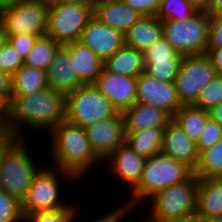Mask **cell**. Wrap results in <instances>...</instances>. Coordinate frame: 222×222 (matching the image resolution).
I'll list each match as a JSON object with an SVG mask.
<instances>
[{
  "label": "cell",
  "mask_w": 222,
  "mask_h": 222,
  "mask_svg": "<svg viewBox=\"0 0 222 222\" xmlns=\"http://www.w3.org/2000/svg\"><path fill=\"white\" fill-rule=\"evenodd\" d=\"M64 120L66 96L48 87L30 95L12 96L4 108L2 132L9 138L25 139V126L51 132Z\"/></svg>",
  "instance_id": "1"
},
{
  "label": "cell",
  "mask_w": 222,
  "mask_h": 222,
  "mask_svg": "<svg viewBox=\"0 0 222 222\" xmlns=\"http://www.w3.org/2000/svg\"><path fill=\"white\" fill-rule=\"evenodd\" d=\"M51 155L54 168L71 173L76 179L84 177L100 158L87 139L85 128L62 121L51 131ZM55 161V162H54Z\"/></svg>",
  "instance_id": "2"
},
{
  "label": "cell",
  "mask_w": 222,
  "mask_h": 222,
  "mask_svg": "<svg viewBox=\"0 0 222 222\" xmlns=\"http://www.w3.org/2000/svg\"><path fill=\"white\" fill-rule=\"evenodd\" d=\"M193 174L189 166L163 153L146 158L141 180L131 193L132 199L120 206L124 215H129L132 209L148 202L157 192L182 183Z\"/></svg>",
  "instance_id": "3"
},
{
  "label": "cell",
  "mask_w": 222,
  "mask_h": 222,
  "mask_svg": "<svg viewBox=\"0 0 222 222\" xmlns=\"http://www.w3.org/2000/svg\"><path fill=\"white\" fill-rule=\"evenodd\" d=\"M25 141L26 138H10L0 148V189L20 202L25 198L35 176L43 168L35 165Z\"/></svg>",
  "instance_id": "4"
},
{
  "label": "cell",
  "mask_w": 222,
  "mask_h": 222,
  "mask_svg": "<svg viewBox=\"0 0 222 222\" xmlns=\"http://www.w3.org/2000/svg\"><path fill=\"white\" fill-rule=\"evenodd\" d=\"M49 0H12L0 6V28L4 35H46Z\"/></svg>",
  "instance_id": "5"
},
{
  "label": "cell",
  "mask_w": 222,
  "mask_h": 222,
  "mask_svg": "<svg viewBox=\"0 0 222 222\" xmlns=\"http://www.w3.org/2000/svg\"><path fill=\"white\" fill-rule=\"evenodd\" d=\"M210 21L205 11H197L184 21H162L163 37L183 56L206 54Z\"/></svg>",
  "instance_id": "6"
},
{
  "label": "cell",
  "mask_w": 222,
  "mask_h": 222,
  "mask_svg": "<svg viewBox=\"0 0 222 222\" xmlns=\"http://www.w3.org/2000/svg\"><path fill=\"white\" fill-rule=\"evenodd\" d=\"M118 113L93 84H83L66 96V120L82 128L110 119Z\"/></svg>",
  "instance_id": "7"
},
{
  "label": "cell",
  "mask_w": 222,
  "mask_h": 222,
  "mask_svg": "<svg viewBox=\"0 0 222 222\" xmlns=\"http://www.w3.org/2000/svg\"><path fill=\"white\" fill-rule=\"evenodd\" d=\"M199 178L193 174L188 180L157 192L149 199L152 211L147 220H164L196 213Z\"/></svg>",
  "instance_id": "8"
},
{
  "label": "cell",
  "mask_w": 222,
  "mask_h": 222,
  "mask_svg": "<svg viewBox=\"0 0 222 222\" xmlns=\"http://www.w3.org/2000/svg\"><path fill=\"white\" fill-rule=\"evenodd\" d=\"M93 11L68 2H50L46 35L60 45L78 41Z\"/></svg>",
  "instance_id": "9"
},
{
  "label": "cell",
  "mask_w": 222,
  "mask_h": 222,
  "mask_svg": "<svg viewBox=\"0 0 222 222\" xmlns=\"http://www.w3.org/2000/svg\"><path fill=\"white\" fill-rule=\"evenodd\" d=\"M77 180L71 173L50 167H43L35 176L25 198L21 202L22 216L31 213L55 210L66 207L65 201H61L59 178Z\"/></svg>",
  "instance_id": "10"
},
{
  "label": "cell",
  "mask_w": 222,
  "mask_h": 222,
  "mask_svg": "<svg viewBox=\"0 0 222 222\" xmlns=\"http://www.w3.org/2000/svg\"><path fill=\"white\" fill-rule=\"evenodd\" d=\"M216 75V71L206 54L183 56L174 81L180 105H194L201 91Z\"/></svg>",
  "instance_id": "11"
},
{
  "label": "cell",
  "mask_w": 222,
  "mask_h": 222,
  "mask_svg": "<svg viewBox=\"0 0 222 222\" xmlns=\"http://www.w3.org/2000/svg\"><path fill=\"white\" fill-rule=\"evenodd\" d=\"M85 131L92 150L101 162L119 146L125 145V121L120 112L110 119L89 125Z\"/></svg>",
  "instance_id": "12"
},
{
  "label": "cell",
  "mask_w": 222,
  "mask_h": 222,
  "mask_svg": "<svg viewBox=\"0 0 222 222\" xmlns=\"http://www.w3.org/2000/svg\"><path fill=\"white\" fill-rule=\"evenodd\" d=\"M93 85L120 113L136 102L137 78L112 73L104 68Z\"/></svg>",
  "instance_id": "13"
},
{
  "label": "cell",
  "mask_w": 222,
  "mask_h": 222,
  "mask_svg": "<svg viewBox=\"0 0 222 222\" xmlns=\"http://www.w3.org/2000/svg\"><path fill=\"white\" fill-rule=\"evenodd\" d=\"M136 90V101L160 108L171 117L181 107L174 82L160 81L143 72L137 77Z\"/></svg>",
  "instance_id": "14"
},
{
  "label": "cell",
  "mask_w": 222,
  "mask_h": 222,
  "mask_svg": "<svg viewBox=\"0 0 222 222\" xmlns=\"http://www.w3.org/2000/svg\"><path fill=\"white\" fill-rule=\"evenodd\" d=\"M79 41L105 61L125 44V37L122 32L93 17L83 29Z\"/></svg>",
  "instance_id": "15"
},
{
  "label": "cell",
  "mask_w": 222,
  "mask_h": 222,
  "mask_svg": "<svg viewBox=\"0 0 222 222\" xmlns=\"http://www.w3.org/2000/svg\"><path fill=\"white\" fill-rule=\"evenodd\" d=\"M161 153L184 163L193 171L199 159L196 143L173 120L163 130Z\"/></svg>",
  "instance_id": "16"
},
{
  "label": "cell",
  "mask_w": 222,
  "mask_h": 222,
  "mask_svg": "<svg viewBox=\"0 0 222 222\" xmlns=\"http://www.w3.org/2000/svg\"><path fill=\"white\" fill-rule=\"evenodd\" d=\"M48 86L67 96L83 85L72 64L69 49L60 45L47 70Z\"/></svg>",
  "instance_id": "17"
},
{
  "label": "cell",
  "mask_w": 222,
  "mask_h": 222,
  "mask_svg": "<svg viewBox=\"0 0 222 222\" xmlns=\"http://www.w3.org/2000/svg\"><path fill=\"white\" fill-rule=\"evenodd\" d=\"M111 164L112 173L123 183L129 184L131 192L138 186L145 165L146 158L131 150L126 144L119 146L103 161Z\"/></svg>",
  "instance_id": "18"
},
{
  "label": "cell",
  "mask_w": 222,
  "mask_h": 222,
  "mask_svg": "<svg viewBox=\"0 0 222 222\" xmlns=\"http://www.w3.org/2000/svg\"><path fill=\"white\" fill-rule=\"evenodd\" d=\"M126 133L153 127H166L172 117L164 110L136 101L122 112Z\"/></svg>",
  "instance_id": "19"
},
{
  "label": "cell",
  "mask_w": 222,
  "mask_h": 222,
  "mask_svg": "<svg viewBox=\"0 0 222 222\" xmlns=\"http://www.w3.org/2000/svg\"><path fill=\"white\" fill-rule=\"evenodd\" d=\"M93 17L125 34L142 15L121 0H100L93 12Z\"/></svg>",
  "instance_id": "20"
},
{
  "label": "cell",
  "mask_w": 222,
  "mask_h": 222,
  "mask_svg": "<svg viewBox=\"0 0 222 222\" xmlns=\"http://www.w3.org/2000/svg\"><path fill=\"white\" fill-rule=\"evenodd\" d=\"M65 46L69 49L78 79L83 84H93L104 69V61L79 40L65 44Z\"/></svg>",
  "instance_id": "21"
},
{
  "label": "cell",
  "mask_w": 222,
  "mask_h": 222,
  "mask_svg": "<svg viewBox=\"0 0 222 222\" xmlns=\"http://www.w3.org/2000/svg\"><path fill=\"white\" fill-rule=\"evenodd\" d=\"M125 45L144 52L163 38L162 21L156 16H142L124 34Z\"/></svg>",
  "instance_id": "22"
},
{
  "label": "cell",
  "mask_w": 222,
  "mask_h": 222,
  "mask_svg": "<svg viewBox=\"0 0 222 222\" xmlns=\"http://www.w3.org/2000/svg\"><path fill=\"white\" fill-rule=\"evenodd\" d=\"M196 213L222 217V178H199Z\"/></svg>",
  "instance_id": "23"
},
{
  "label": "cell",
  "mask_w": 222,
  "mask_h": 222,
  "mask_svg": "<svg viewBox=\"0 0 222 222\" xmlns=\"http://www.w3.org/2000/svg\"><path fill=\"white\" fill-rule=\"evenodd\" d=\"M104 68L112 73L137 78L145 72L143 52L124 44L104 61Z\"/></svg>",
  "instance_id": "24"
},
{
  "label": "cell",
  "mask_w": 222,
  "mask_h": 222,
  "mask_svg": "<svg viewBox=\"0 0 222 222\" xmlns=\"http://www.w3.org/2000/svg\"><path fill=\"white\" fill-rule=\"evenodd\" d=\"M165 127H153L138 132L126 133L125 144L144 158L161 153L163 130Z\"/></svg>",
  "instance_id": "25"
},
{
  "label": "cell",
  "mask_w": 222,
  "mask_h": 222,
  "mask_svg": "<svg viewBox=\"0 0 222 222\" xmlns=\"http://www.w3.org/2000/svg\"><path fill=\"white\" fill-rule=\"evenodd\" d=\"M48 87L47 71L24 64L13 75L12 96L30 95Z\"/></svg>",
  "instance_id": "26"
},
{
  "label": "cell",
  "mask_w": 222,
  "mask_h": 222,
  "mask_svg": "<svg viewBox=\"0 0 222 222\" xmlns=\"http://www.w3.org/2000/svg\"><path fill=\"white\" fill-rule=\"evenodd\" d=\"M209 117V111L191 105L181 106L172 117V120L196 143Z\"/></svg>",
  "instance_id": "27"
},
{
  "label": "cell",
  "mask_w": 222,
  "mask_h": 222,
  "mask_svg": "<svg viewBox=\"0 0 222 222\" xmlns=\"http://www.w3.org/2000/svg\"><path fill=\"white\" fill-rule=\"evenodd\" d=\"M194 174L198 178H222V138L199 153Z\"/></svg>",
  "instance_id": "28"
},
{
  "label": "cell",
  "mask_w": 222,
  "mask_h": 222,
  "mask_svg": "<svg viewBox=\"0 0 222 222\" xmlns=\"http://www.w3.org/2000/svg\"><path fill=\"white\" fill-rule=\"evenodd\" d=\"M59 46V43L47 35L38 37L24 64L47 71Z\"/></svg>",
  "instance_id": "29"
},
{
  "label": "cell",
  "mask_w": 222,
  "mask_h": 222,
  "mask_svg": "<svg viewBox=\"0 0 222 222\" xmlns=\"http://www.w3.org/2000/svg\"><path fill=\"white\" fill-rule=\"evenodd\" d=\"M196 12L188 0H162L155 16L161 21H184Z\"/></svg>",
  "instance_id": "30"
},
{
  "label": "cell",
  "mask_w": 222,
  "mask_h": 222,
  "mask_svg": "<svg viewBox=\"0 0 222 222\" xmlns=\"http://www.w3.org/2000/svg\"><path fill=\"white\" fill-rule=\"evenodd\" d=\"M182 59H154L145 65V73L164 82H174Z\"/></svg>",
  "instance_id": "31"
},
{
  "label": "cell",
  "mask_w": 222,
  "mask_h": 222,
  "mask_svg": "<svg viewBox=\"0 0 222 222\" xmlns=\"http://www.w3.org/2000/svg\"><path fill=\"white\" fill-rule=\"evenodd\" d=\"M76 209L67 205L55 210L31 213L23 217V222H72L77 214Z\"/></svg>",
  "instance_id": "32"
},
{
  "label": "cell",
  "mask_w": 222,
  "mask_h": 222,
  "mask_svg": "<svg viewBox=\"0 0 222 222\" xmlns=\"http://www.w3.org/2000/svg\"><path fill=\"white\" fill-rule=\"evenodd\" d=\"M221 102L222 75H216L215 78L201 91L196 103L193 106L209 111Z\"/></svg>",
  "instance_id": "33"
},
{
  "label": "cell",
  "mask_w": 222,
  "mask_h": 222,
  "mask_svg": "<svg viewBox=\"0 0 222 222\" xmlns=\"http://www.w3.org/2000/svg\"><path fill=\"white\" fill-rule=\"evenodd\" d=\"M0 222H23L21 202L0 189Z\"/></svg>",
  "instance_id": "34"
},
{
  "label": "cell",
  "mask_w": 222,
  "mask_h": 222,
  "mask_svg": "<svg viewBox=\"0 0 222 222\" xmlns=\"http://www.w3.org/2000/svg\"><path fill=\"white\" fill-rule=\"evenodd\" d=\"M143 58L144 65H149L154 59H182L183 55L179 54L163 37L143 52Z\"/></svg>",
  "instance_id": "35"
},
{
  "label": "cell",
  "mask_w": 222,
  "mask_h": 222,
  "mask_svg": "<svg viewBox=\"0 0 222 222\" xmlns=\"http://www.w3.org/2000/svg\"><path fill=\"white\" fill-rule=\"evenodd\" d=\"M24 65V60L14 50L12 45L6 41L0 51V71L12 76Z\"/></svg>",
  "instance_id": "36"
},
{
  "label": "cell",
  "mask_w": 222,
  "mask_h": 222,
  "mask_svg": "<svg viewBox=\"0 0 222 222\" xmlns=\"http://www.w3.org/2000/svg\"><path fill=\"white\" fill-rule=\"evenodd\" d=\"M222 138V127L211 117L208 118L206 125L196 142L198 153L202 150L213 146Z\"/></svg>",
  "instance_id": "37"
},
{
  "label": "cell",
  "mask_w": 222,
  "mask_h": 222,
  "mask_svg": "<svg viewBox=\"0 0 222 222\" xmlns=\"http://www.w3.org/2000/svg\"><path fill=\"white\" fill-rule=\"evenodd\" d=\"M6 39L19 54V56L25 61L30 50L33 48L34 43L38 39V36L18 34L7 36Z\"/></svg>",
  "instance_id": "38"
},
{
  "label": "cell",
  "mask_w": 222,
  "mask_h": 222,
  "mask_svg": "<svg viewBox=\"0 0 222 222\" xmlns=\"http://www.w3.org/2000/svg\"><path fill=\"white\" fill-rule=\"evenodd\" d=\"M142 16H155L162 0H121Z\"/></svg>",
  "instance_id": "39"
},
{
  "label": "cell",
  "mask_w": 222,
  "mask_h": 222,
  "mask_svg": "<svg viewBox=\"0 0 222 222\" xmlns=\"http://www.w3.org/2000/svg\"><path fill=\"white\" fill-rule=\"evenodd\" d=\"M208 47H222V11L210 15Z\"/></svg>",
  "instance_id": "40"
},
{
  "label": "cell",
  "mask_w": 222,
  "mask_h": 222,
  "mask_svg": "<svg viewBox=\"0 0 222 222\" xmlns=\"http://www.w3.org/2000/svg\"><path fill=\"white\" fill-rule=\"evenodd\" d=\"M13 76L0 71V104L5 108L12 97Z\"/></svg>",
  "instance_id": "41"
},
{
  "label": "cell",
  "mask_w": 222,
  "mask_h": 222,
  "mask_svg": "<svg viewBox=\"0 0 222 222\" xmlns=\"http://www.w3.org/2000/svg\"><path fill=\"white\" fill-rule=\"evenodd\" d=\"M206 55L211 61L217 75H222V47H208Z\"/></svg>",
  "instance_id": "42"
},
{
  "label": "cell",
  "mask_w": 222,
  "mask_h": 222,
  "mask_svg": "<svg viewBox=\"0 0 222 222\" xmlns=\"http://www.w3.org/2000/svg\"><path fill=\"white\" fill-rule=\"evenodd\" d=\"M124 217L125 215L120 207L119 209H115L113 212H109V214L102 216V218L95 219L91 222H120Z\"/></svg>",
  "instance_id": "43"
},
{
  "label": "cell",
  "mask_w": 222,
  "mask_h": 222,
  "mask_svg": "<svg viewBox=\"0 0 222 222\" xmlns=\"http://www.w3.org/2000/svg\"><path fill=\"white\" fill-rule=\"evenodd\" d=\"M144 222H200V216L197 213L189 214L183 217L164 220H145Z\"/></svg>",
  "instance_id": "44"
},
{
  "label": "cell",
  "mask_w": 222,
  "mask_h": 222,
  "mask_svg": "<svg viewBox=\"0 0 222 222\" xmlns=\"http://www.w3.org/2000/svg\"><path fill=\"white\" fill-rule=\"evenodd\" d=\"M50 2H68L73 4L82 5L89 8L93 12L95 11L97 5L100 3V0H49Z\"/></svg>",
  "instance_id": "45"
},
{
  "label": "cell",
  "mask_w": 222,
  "mask_h": 222,
  "mask_svg": "<svg viewBox=\"0 0 222 222\" xmlns=\"http://www.w3.org/2000/svg\"><path fill=\"white\" fill-rule=\"evenodd\" d=\"M209 115L222 127V102L209 110Z\"/></svg>",
  "instance_id": "46"
},
{
  "label": "cell",
  "mask_w": 222,
  "mask_h": 222,
  "mask_svg": "<svg viewBox=\"0 0 222 222\" xmlns=\"http://www.w3.org/2000/svg\"><path fill=\"white\" fill-rule=\"evenodd\" d=\"M197 11L209 13L210 0H188Z\"/></svg>",
  "instance_id": "47"
},
{
  "label": "cell",
  "mask_w": 222,
  "mask_h": 222,
  "mask_svg": "<svg viewBox=\"0 0 222 222\" xmlns=\"http://www.w3.org/2000/svg\"><path fill=\"white\" fill-rule=\"evenodd\" d=\"M222 11V0H210L209 14L212 15Z\"/></svg>",
  "instance_id": "48"
},
{
  "label": "cell",
  "mask_w": 222,
  "mask_h": 222,
  "mask_svg": "<svg viewBox=\"0 0 222 222\" xmlns=\"http://www.w3.org/2000/svg\"><path fill=\"white\" fill-rule=\"evenodd\" d=\"M200 222H222V217H220V216H213V217L200 216Z\"/></svg>",
  "instance_id": "49"
},
{
  "label": "cell",
  "mask_w": 222,
  "mask_h": 222,
  "mask_svg": "<svg viewBox=\"0 0 222 222\" xmlns=\"http://www.w3.org/2000/svg\"><path fill=\"white\" fill-rule=\"evenodd\" d=\"M10 138L2 131H0V148L9 140Z\"/></svg>",
  "instance_id": "50"
},
{
  "label": "cell",
  "mask_w": 222,
  "mask_h": 222,
  "mask_svg": "<svg viewBox=\"0 0 222 222\" xmlns=\"http://www.w3.org/2000/svg\"><path fill=\"white\" fill-rule=\"evenodd\" d=\"M6 41H7L6 36L4 35L2 29L0 28V51Z\"/></svg>",
  "instance_id": "51"
},
{
  "label": "cell",
  "mask_w": 222,
  "mask_h": 222,
  "mask_svg": "<svg viewBox=\"0 0 222 222\" xmlns=\"http://www.w3.org/2000/svg\"><path fill=\"white\" fill-rule=\"evenodd\" d=\"M3 122H4V107L0 104V131H2Z\"/></svg>",
  "instance_id": "52"
}]
</instances>
